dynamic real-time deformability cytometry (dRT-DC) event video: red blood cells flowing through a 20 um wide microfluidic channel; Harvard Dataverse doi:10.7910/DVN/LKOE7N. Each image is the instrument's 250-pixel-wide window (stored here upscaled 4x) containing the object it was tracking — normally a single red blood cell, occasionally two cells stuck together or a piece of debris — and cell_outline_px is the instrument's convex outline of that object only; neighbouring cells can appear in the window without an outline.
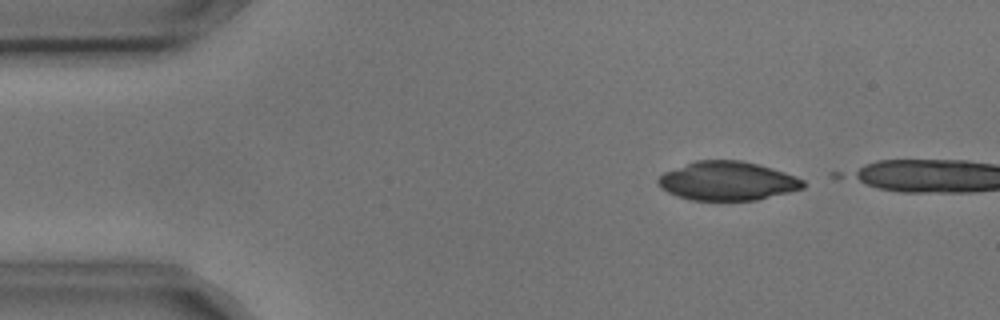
{"species": "common noctule bat (a hibernating species)", "species_latin": "Nyctalus noctula", "temperature_condition": "cold", "stored_images_in_passage": 2, "camera_frame_rate_fps": 3000, "um_per_image_px": 0.085, "animal": {"sex": "male", "body_mass_g": 17.9, "forearm_length_mm": 54.2}, "frame": {"image": 1, "passage_image": 1, "time_ms": 0.0, "image_size_px": [1000, 320], "cell_outline_px": [[804, 188], [756, 200], [692, 200], [676, 196], [660, 188], [656, 180], [664, 172], [696, 160], [740, 160], [772, 168], [796, 176], [804, 180]], "centroid_in_image_um": [61.81, 15.38], "position_along_channel_um": 23.2, "area_um2": 32.71}}